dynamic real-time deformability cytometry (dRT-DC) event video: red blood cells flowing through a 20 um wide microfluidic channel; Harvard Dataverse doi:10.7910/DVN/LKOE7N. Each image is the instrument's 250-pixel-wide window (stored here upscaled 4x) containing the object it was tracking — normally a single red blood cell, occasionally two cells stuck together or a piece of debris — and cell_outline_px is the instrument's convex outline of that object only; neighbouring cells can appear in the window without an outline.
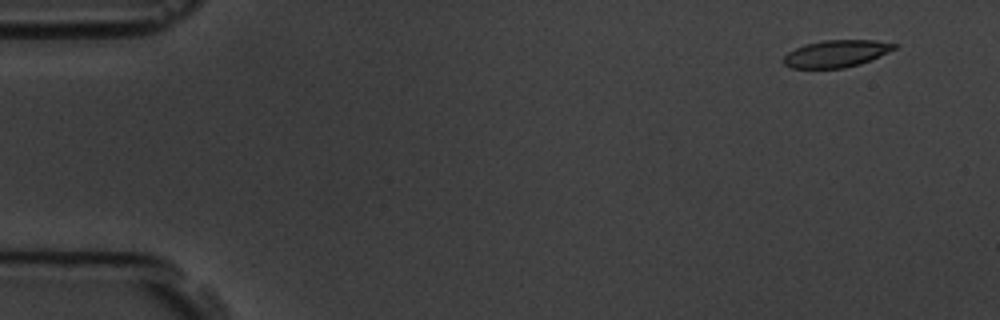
{"species": "common noctule bat (a hibernating species)", "species_latin": "Nyctalus noctula", "temperature_condition": "room temperature", "stored_images_in_passage": 6, "segment_of_instrument_passage": [2, 2], "camera_frame_rate_fps": 3000, "um_per_image_px": 0.085, "animal": {"sex": "male", "body_mass_g": 19.5, "forearm_length_mm": 54.6}, "frame": {"image": 1, "passage_image": 6, "time_ms": 6.667, "image_size_px": [1000, 320], "cell_outline_px": [[896, 48], [860, 64], [844, 68], [792, 68], [784, 64], [784, 56], [788, 52], [804, 44], [824, 40], [876, 40], [896, 44]], "centroid_in_image_um": [71.05, 4.55], "position_along_channel_um": 13.9, "area_um2": 17.28}}